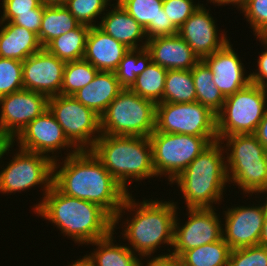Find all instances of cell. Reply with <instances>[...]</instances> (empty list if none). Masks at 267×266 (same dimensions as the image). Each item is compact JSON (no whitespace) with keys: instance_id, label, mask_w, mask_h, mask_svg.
Returning <instances> with one entry per match:
<instances>
[{"instance_id":"cell-33","label":"cell","mask_w":267,"mask_h":266,"mask_svg":"<svg viewBox=\"0 0 267 266\" xmlns=\"http://www.w3.org/2000/svg\"><path fill=\"white\" fill-rule=\"evenodd\" d=\"M151 61V54L146 47L129 49L114 71L120 85L129 89Z\"/></svg>"},{"instance_id":"cell-15","label":"cell","mask_w":267,"mask_h":266,"mask_svg":"<svg viewBox=\"0 0 267 266\" xmlns=\"http://www.w3.org/2000/svg\"><path fill=\"white\" fill-rule=\"evenodd\" d=\"M48 100L41 93L25 89L0 97V133L12 142L48 109Z\"/></svg>"},{"instance_id":"cell-29","label":"cell","mask_w":267,"mask_h":266,"mask_svg":"<svg viewBox=\"0 0 267 266\" xmlns=\"http://www.w3.org/2000/svg\"><path fill=\"white\" fill-rule=\"evenodd\" d=\"M191 74L196 89V101L217 115L223 107L225 97L215 85L212 71L200 60L191 70Z\"/></svg>"},{"instance_id":"cell-22","label":"cell","mask_w":267,"mask_h":266,"mask_svg":"<svg viewBox=\"0 0 267 266\" xmlns=\"http://www.w3.org/2000/svg\"><path fill=\"white\" fill-rule=\"evenodd\" d=\"M128 50L124 44L94 26L88 32L83 59L99 71L114 72Z\"/></svg>"},{"instance_id":"cell-27","label":"cell","mask_w":267,"mask_h":266,"mask_svg":"<svg viewBox=\"0 0 267 266\" xmlns=\"http://www.w3.org/2000/svg\"><path fill=\"white\" fill-rule=\"evenodd\" d=\"M79 24L80 23L63 4H44L38 39L44 48L50 41L75 29Z\"/></svg>"},{"instance_id":"cell-40","label":"cell","mask_w":267,"mask_h":266,"mask_svg":"<svg viewBox=\"0 0 267 266\" xmlns=\"http://www.w3.org/2000/svg\"><path fill=\"white\" fill-rule=\"evenodd\" d=\"M42 0H2V15L0 21L12 22L17 16L25 13H36V7H41Z\"/></svg>"},{"instance_id":"cell-6","label":"cell","mask_w":267,"mask_h":266,"mask_svg":"<svg viewBox=\"0 0 267 266\" xmlns=\"http://www.w3.org/2000/svg\"><path fill=\"white\" fill-rule=\"evenodd\" d=\"M229 184L241 188L243 194L267 193V150L254 134L223 137ZM227 147V148H226ZM228 150V151H227Z\"/></svg>"},{"instance_id":"cell-41","label":"cell","mask_w":267,"mask_h":266,"mask_svg":"<svg viewBox=\"0 0 267 266\" xmlns=\"http://www.w3.org/2000/svg\"><path fill=\"white\" fill-rule=\"evenodd\" d=\"M261 41L262 45L265 47L264 52L259 54L257 59L258 69L250 73V82L255 85L267 88V37H256Z\"/></svg>"},{"instance_id":"cell-18","label":"cell","mask_w":267,"mask_h":266,"mask_svg":"<svg viewBox=\"0 0 267 266\" xmlns=\"http://www.w3.org/2000/svg\"><path fill=\"white\" fill-rule=\"evenodd\" d=\"M202 4L178 29V35L186 41L202 60L222 49L230 38L227 33L218 34L217 24L209 9ZM220 35V36H219ZM229 38V39H228Z\"/></svg>"},{"instance_id":"cell-4","label":"cell","mask_w":267,"mask_h":266,"mask_svg":"<svg viewBox=\"0 0 267 266\" xmlns=\"http://www.w3.org/2000/svg\"><path fill=\"white\" fill-rule=\"evenodd\" d=\"M220 140L211 142L171 183L177 184L187 208H214L229 184L225 150ZM224 153V154H223Z\"/></svg>"},{"instance_id":"cell-9","label":"cell","mask_w":267,"mask_h":266,"mask_svg":"<svg viewBox=\"0 0 267 266\" xmlns=\"http://www.w3.org/2000/svg\"><path fill=\"white\" fill-rule=\"evenodd\" d=\"M267 109V88L250 83L225 98L217 114L218 140L236 134H254Z\"/></svg>"},{"instance_id":"cell-42","label":"cell","mask_w":267,"mask_h":266,"mask_svg":"<svg viewBox=\"0 0 267 266\" xmlns=\"http://www.w3.org/2000/svg\"><path fill=\"white\" fill-rule=\"evenodd\" d=\"M43 12L44 4L41 7H36V13L20 14L12 21V23L24 27L38 35L42 23Z\"/></svg>"},{"instance_id":"cell-7","label":"cell","mask_w":267,"mask_h":266,"mask_svg":"<svg viewBox=\"0 0 267 266\" xmlns=\"http://www.w3.org/2000/svg\"><path fill=\"white\" fill-rule=\"evenodd\" d=\"M101 117V133L149 137L156 129V103L124 88Z\"/></svg>"},{"instance_id":"cell-51","label":"cell","mask_w":267,"mask_h":266,"mask_svg":"<svg viewBox=\"0 0 267 266\" xmlns=\"http://www.w3.org/2000/svg\"><path fill=\"white\" fill-rule=\"evenodd\" d=\"M112 1V0H111ZM113 1H116V3H119L121 0H113Z\"/></svg>"},{"instance_id":"cell-36","label":"cell","mask_w":267,"mask_h":266,"mask_svg":"<svg viewBox=\"0 0 267 266\" xmlns=\"http://www.w3.org/2000/svg\"><path fill=\"white\" fill-rule=\"evenodd\" d=\"M23 89V62L0 57V97Z\"/></svg>"},{"instance_id":"cell-34","label":"cell","mask_w":267,"mask_h":266,"mask_svg":"<svg viewBox=\"0 0 267 266\" xmlns=\"http://www.w3.org/2000/svg\"><path fill=\"white\" fill-rule=\"evenodd\" d=\"M99 70L84 59L66 62L61 85V95L72 96L87 86Z\"/></svg>"},{"instance_id":"cell-11","label":"cell","mask_w":267,"mask_h":266,"mask_svg":"<svg viewBox=\"0 0 267 266\" xmlns=\"http://www.w3.org/2000/svg\"><path fill=\"white\" fill-rule=\"evenodd\" d=\"M53 162L44 154L18 149L0 171V193H16L41 186L43 196L53 185ZM37 185V186H36Z\"/></svg>"},{"instance_id":"cell-35","label":"cell","mask_w":267,"mask_h":266,"mask_svg":"<svg viewBox=\"0 0 267 266\" xmlns=\"http://www.w3.org/2000/svg\"><path fill=\"white\" fill-rule=\"evenodd\" d=\"M110 2V0H67L63 5L80 24L94 27L99 25L95 20L101 19L105 14L104 11L109 6L112 7Z\"/></svg>"},{"instance_id":"cell-25","label":"cell","mask_w":267,"mask_h":266,"mask_svg":"<svg viewBox=\"0 0 267 266\" xmlns=\"http://www.w3.org/2000/svg\"><path fill=\"white\" fill-rule=\"evenodd\" d=\"M0 27V57L2 58L23 62L43 48L38 35L24 27L3 21H0Z\"/></svg>"},{"instance_id":"cell-20","label":"cell","mask_w":267,"mask_h":266,"mask_svg":"<svg viewBox=\"0 0 267 266\" xmlns=\"http://www.w3.org/2000/svg\"><path fill=\"white\" fill-rule=\"evenodd\" d=\"M153 63L167 70H192L201 60L178 34L147 40Z\"/></svg>"},{"instance_id":"cell-23","label":"cell","mask_w":267,"mask_h":266,"mask_svg":"<svg viewBox=\"0 0 267 266\" xmlns=\"http://www.w3.org/2000/svg\"><path fill=\"white\" fill-rule=\"evenodd\" d=\"M112 6L101 17L98 27L129 49L146 47L148 38L145 29L119 3L115 2Z\"/></svg>"},{"instance_id":"cell-30","label":"cell","mask_w":267,"mask_h":266,"mask_svg":"<svg viewBox=\"0 0 267 266\" xmlns=\"http://www.w3.org/2000/svg\"><path fill=\"white\" fill-rule=\"evenodd\" d=\"M231 249L220 239L185 251L179 258L187 266H228Z\"/></svg>"},{"instance_id":"cell-24","label":"cell","mask_w":267,"mask_h":266,"mask_svg":"<svg viewBox=\"0 0 267 266\" xmlns=\"http://www.w3.org/2000/svg\"><path fill=\"white\" fill-rule=\"evenodd\" d=\"M124 88L114 72L98 71L94 79L72 96L101 116Z\"/></svg>"},{"instance_id":"cell-47","label":"cell","mask_w":267,"mask_h":266,"mask_svg":"<svg viewBox=\"0 0 267 266\" xmlns=\"http://www.w3.org/2000/svg\"><path fill=\"white\" fill-rule=\"evenodd\" d=\"M248 0H218L216 3H213L214 5L217 4V6H222V5H229L231 4L232 6L235 5L238 10L247 2Z\"/></svg>"},{"instance_id":"cell-17","label":"cell","mask_w":267,"mask_h":266,"mask_svg":"<svg viewBox=\"0 0 267 266\" xmlns=\"http://www.w3.org/2000/svg\"><path fill=\"white\" fill-rule=\"evenodd\" d=\"M65 64L42 48L23 61L24 89L41 93L48 98L61 94Z\"/></svg>"},{"instance_id":"cell-21","label":"cell","mask_w":267,"mask_h":266,"mask_svg":"<svg viewBox=\"0 0 267 266\" xmlns=\"http://www.w3.org/2000/svg\"><path fill=\"white\" fill-rule=\"evenodd\" d=\"M119 5L145 29L148 39L178 34L163 9V0H121Z\"/></svg>"},{"instance_id":"cell-14","label":"cell","mask_w":267,"mask_h":266,"mask_svg":"<svg viewBox=\"0 0 267 266\" xmlns=\"http://www.w3.org/2000/svg\"><path fill=\"white\" fill-rule=\"evenodd\" d=\"M18 143L22 150L44 154L57 160V152L69 150L67 156L73 155L78 149L68 140L62 127L54 115L47 109L43 114L32 120L23 131L12 141ZM71 150H70V149ZM73 149V150H72ZM50 156L49 154H55ZM57 156V157H56Z\"/></svg>"},{"instance_id":"cell-48","label":"cell","mask_w":267,"mask_h":266,"mask_svg":"<svg viewBox=\"0 0 267 266\" xmlns=\"http://www.w3.org/2000/svg\"><path fill=\"white\" fill-rule=\"evenodd\" d=\"M69 266H91V265L84 259V257L83 258L80 257Z\"/></svg>"},{"instance_id":"cell-5","label":"cell","mask_w":267,"mask_h":266,"mask_svg":"<svg viewBox=\"0 0 267 266\" xmlns=\"http://www.w3.org/2000/svg\"><path fill=\"white\" fill-rule=\"evenodd\" d=\"M90 150L127 193L130 181L157 177L149 137L102 134Z\"/></svg>"},{"instance_id":"cell-46","label":"cell","mask_w":267,"mask_h":266,"mask_svg":"<svg viewBox=\"0 0 267 266\" xmlns=\"http://www.w3.org/2000/svg\"><path fill=\"white\" fill-rule=\"evenodd\" d=\"M265 195H267V194H265ZM263 207H264V211H265V219H264V224L262 227L261 236L259 239V245L267 247V196H266L265 202L263 203Z\"/></svg>"},{"instance_id":"cell-26","label":"cell","mask_w":267,"mask_h":266,"mask_svg":"<svg viewBox=\"0 0 267 266\" xmlns=\"http://www.w3.org/2000/svg\"><path fill=\"white\" fill-rule=\"evenodd\" d=\"M114 232L115 230L108 236L89 243L97 248L91 254L84 255V259L91 266H144L137 253H134L128 245L115 244L113 235L117 233Z\"/></svg>"},{"instance_id":"cell-39","label":"cell","mask_w":267,"mask_h":266,"mask_svg":"<svg viewBox=\"0 0 267 266\" xmlns=\"http://www.w3.org/2000/svg\"><path fill=\"white\" fill-rule=\"evenodd\" d=\"M193 0H163V9L168 20L179 29L182 24L201 6Z\"/></svg>"},{"instance_id":"cell-49","label":"cell","mask_w":267,"mask_h":266,"mask_svg":"<svg viewBox=\"0 0 267 266\" xmlns=\"http://www.w3.org/2000/svg\"><path fill=\"white\" fill-rule=\"evenodd\" d=\"M66 1L67 0H42V2L47 5H62Z\"/></svg>"},{"instance_id":"cell-16","label":"cell","mask_w":267,"mask_h":266,"mask_svg":"<svg viewBox=\"0 0 267 266\" xmlns=\"http://www.w3.org/2000/svg\"><path fill=\"white\" fill-rule=\"evenodd\" d=\"M224 212L223 239L231 250L259 245L265 219L263 203L232 206Z\"/></svg>"},{"instance_id":"cell-32","label":"cell","mask_w":267,"mask_h":266,"mask_svg":"<svg viewBox=\"0 0 267 266\" xmlns=\"http://www.w3.org/2000/svg\"><path fill=\"white\" fill-rule=\"evenodd\" d=\"M166 75L167 69L151 61L129 89L156 104L163 102Z\"/></svg>"},{"instance_id":"cell-45","label":"cell","mask_w":267,"mask_h":266,"mask_svg":"<svg viewBox=\"0 0 267 266\" xmlns=\"http://www.w3.org/2000/svg\"><path fill=\"white\" fill-rule=\"evenodd\" d=\"M14 145L15 143L11 142L5 135L0 133V160L6 153L9 154V151L13 150L12 148L14 147Z\"/></svg>"},{"instance_id":"cell-8","label":"cell","mask_w":267,"mask_h":266,"mask_svg":"<svg viewBox=\"0 0 267 266\" xmlns=\"http://www.w3.org/2000/svg\"><path fill=\"white\" fill-rule=\"evenodd\" d=\"M152 162L157 177L177 178L185 168L218 137L157 132L149 136Z\"/></svg>"},{"instance_id":"cell-31","label":"cell","mask_w":267,"mask_h":266,"mask_svg":"<svg viewBox=\"0 0 267 266\" xmlns=\"http://www.w3.org/2000/svg\"><path fill=\"white\" fill-rule=\"evenodd\" d=\"M163 102H196V89L191 70H167Z\"/></svg>"},{"instance_id":"cell-43","label":"cell","mask_w":267,"mask_h":266,"mask_svg":"<svg viewBox=\"0 0 267 266\" xmlns=\"http://www.w3.org/2000/svg\"><path fill=\"white\" fill-rule=\"evenodd\" d=\"M154 259H148L145 266H187L179 257L164 253L155 255Z\"/></svg>"},{"instance_id":"cell-38","label":"cell","mask_w":267,"mask_h":266,"mask_svg":"<svg viewBox=\"0 0 267 266\" xmlns=\"http://www.w3.org/2000/svg\"><path fill=\"white\" fill-rule=\"evenodd\" d=\"M228 266H267V247L256 245L233 249Z\"/></svg>"},{"instance_id":"cell-44","label":"cell","mask_w":267,"mask_h":266,"mask_svg":"<svg viewBox=\"0 0 267 266\" xmlns=\"http://www.w3.org/2000/svg\"><path fill=\"white\" fill-rule=\"evenodd\" d=\"M254 135L267 150V109L264 113L262 120L258 124Z\"/></svg>"},{"instance_id":"cell-13","label":"cell","mask_w":267,"mask_h":266,"mask_svg":"<svg viewBox=\"0 0 267 266\" xmlns=\"http://www.w3.org/2000/svg\"><path fill=\"white\" fill-rule=\"evenodd\" d=\"M216 208H187L188 220L180 225L178 214L174 224V241L170 255L180 257L185 251L223 238L222 222Z\"/></svg>"},{"instance_id":"cell-12","label":"cell","mask_w":267,"mask_h":266,"mask_svg":"<svg viewBox=\"0 0 267 266\" xmlns=\"http://www.w3.org/2000/svg\"><path fill=\"white\" fill-rule=\"evenodd\" d=\"M157 132L218 137L217 115L200 102L156 104Z\"/></svg>"},{"instance_id":"cell-50","label":"cell","mask_w":267,"mask_h":266,"mask_svg":"<svg viewBox=\"0 0 267 266\" xmlns=\"http://www.w3.org/2000/svg\"><path fill=\"white\" fill-rule=\"evenodd\" d=\"M208 1V3L210 2H212V3H216L218 0H207Z\"/></svg>"},{"instance_id":"cell-19","label":"cell","mask_w":267,"mask_h":266,"mask_svg":"<svg viewBox=\"0 0 267 266\" xmlns=\"http://www.w3.org/2000/svg\"><path fill=\"white\" fill-rule=\"evenodd\" d=\"M232 47L229 41L222 49L202 59L212 71L213 81L225 98L251 83L250 74L246 75L245 65Z\"/></svg>"},{"instance_id":"cell-37","label":"cell","mask_w":267,"mask_h":266,"mask_svg":"<svg viewBox=\"0 0 267 266\" xmlns=\"http://www.w3.org/2000/svg\"><path fill=\"white\" fill-rule=\"evenodd\" d=\"M254 36L267 37V0H248L240 9Z\"/></svg>"},{"instance_id":"cell-10","label":"cell","mask_w":267,"mask_h":266,"mask_svg":"<svg viewBox=\"0 0 267 266\" xmlns=\"http://www.w3.org/2000/svg\"><path fill=\"white\" fill-rule=\"evenodd\" d=\"M48 109L78 150H90L102 135L101 117L73 96L50 97Z\"/></svg>"},{"instance_id":"cell-3","label":"cell","mask_w":267,"mask_h":266,"mask_svg":"<svg viewBox=\"0 0 267 266\" xmlns=\"http://www.w3.org/2000/svg\"><path fill=\"white\" fill-rule=\"evenodd\" d=\"M33 211L54 223L74 243L89 245L108 236L113 229V218L99 205L64 195L54 185Z\"/></svg>"},{"instance_id":"cell-2","label":"cell","mask_w":267,"mask_h":266,"mask_svg":"<svg viewBox=\"0 0 267 266\" xmlns=\"http://www.w3.org/2000/svg\"><path fill=\"white\" fill-rule=\"evenodd\" d=\"M131 193H128L123 201L122 207L113 218V229L117 228L119 220L126 212H131L133 218L126 219L121 235L123 239L128 240L129 248L139 258L142 257L154 259L153 255L162 244L173 247L174 224L177 215V202L144 199L143 202L134 200ZM177 204V205H176ZM136 212V213H135ZM123 213V214H122ZM127 224V225H126ZM116 226V227H115ZM131 245V246H130ZM132 247V248H131ZM158 247V248H157Z\"/></svg>"},{"instance_id":"cell-28","label":"cell","mask_w":267,"mask_h":266,"mask_svg":"<svg viewBox=\"0 0 267 266\" xmlns=\"http://www.w3.org/2000/svg\"><path fill=\"white\" fill-rule=\"evenodd\" d=\"M90 26L79 24L75 29L50 41L44 48L64 62L83 59Z\"/></svg>"},{"instance_id":"cell-1","label":"cell","mask_w":267,"mask_h":266,"mask_svg":"<svg viewBox=\"0 0 267 266\" xmlns=\"http://www.w3.org/2000/svg\"><path fill=\"white\" fill-rule=\"evenodd\" d=\"M59 163L53 162V185L61 193L95 203L115 217L128 193L91 150H78Z\"/></svg>"}]
</instances>
